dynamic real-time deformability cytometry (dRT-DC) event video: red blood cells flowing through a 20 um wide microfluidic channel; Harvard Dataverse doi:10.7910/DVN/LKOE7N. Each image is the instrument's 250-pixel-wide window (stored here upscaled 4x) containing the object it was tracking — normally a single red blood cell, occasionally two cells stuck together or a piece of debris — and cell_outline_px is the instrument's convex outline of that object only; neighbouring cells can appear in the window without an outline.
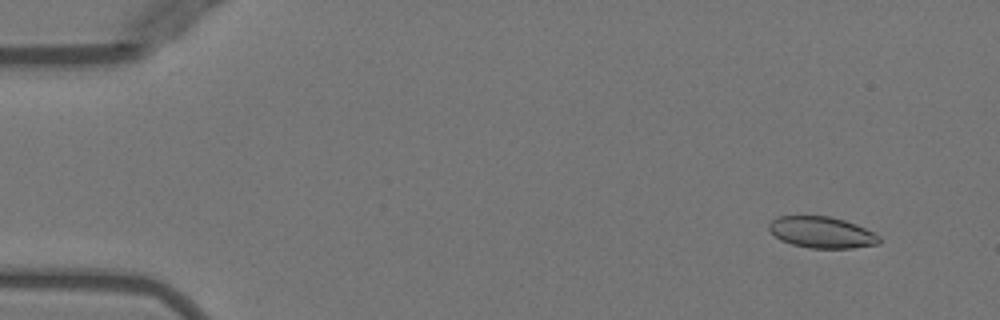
{"species": "Egyptian fruit bat (a non-hibernating species)", "species_latin": "Rousettus aegyptiacus", "temperature_condition": "warm", "stored_images_in_passage": 11, "camera_frame_rate_fps": 3000, "um_per_image_px": 0.085, "animal": {"sex": "female"}, "frame": {"image": 1, "passage_image": 5, "time_ms": 1.333, "image_size_px": [1000, 320], "cell_outline_px": [[880, 244], [852, 248], [808, 248], [792, 244], [780, 240], [768, 228], [768, 224], [772, 220], [780, 216], [828, 216], [844, 220], [856, 224], [880, 236]], "centroid_in_image_um": [69.85, 19.76], "position_along_channel_um": 15.1, "area_um2": 20.06}}